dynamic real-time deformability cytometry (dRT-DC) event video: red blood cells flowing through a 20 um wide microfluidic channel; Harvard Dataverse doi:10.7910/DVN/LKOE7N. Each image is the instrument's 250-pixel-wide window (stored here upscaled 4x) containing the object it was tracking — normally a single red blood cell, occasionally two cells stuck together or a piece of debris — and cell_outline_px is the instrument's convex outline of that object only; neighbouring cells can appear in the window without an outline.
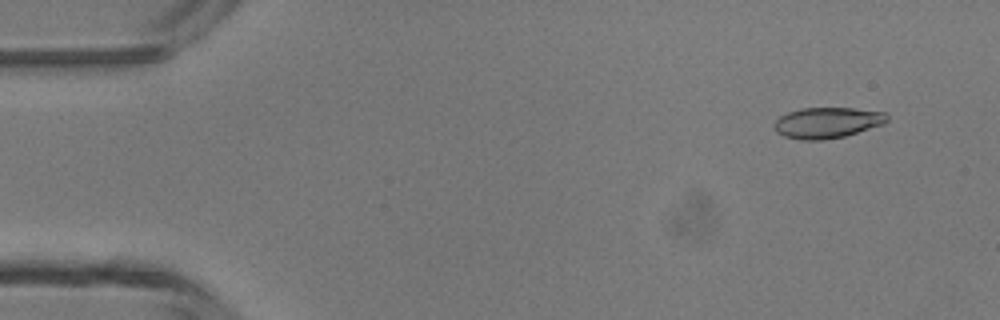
{"species": "common noctule bat (a hibernating species)", "species_latin": "Nyctalus noctula", "temperature_condition": "room temperature", "stored_images_in_passage": 4, "camera_frame_rate_fps": 3000, "um_per_image_px": 0.085, "animal": {"sex": "male", "body_mass_g": 13.3}, "frame": {"image": 1, "passage_image": 1, "time_ms": 0.0, "image_size_px": [1000, 320], "cell_outline_px": [[888, 120], [884, 124], [844, 136], [820, 140], [804, 140], [784, 136], [776, 132], [772, 124], [780, 116], [788, 112], [800, 108], [852, 108], [884, 112], [888, 116]], "centroid_in_image_um": [70.29, 10.42], "position_along_channel_um": 14.7, "area_um2": 20.23}}